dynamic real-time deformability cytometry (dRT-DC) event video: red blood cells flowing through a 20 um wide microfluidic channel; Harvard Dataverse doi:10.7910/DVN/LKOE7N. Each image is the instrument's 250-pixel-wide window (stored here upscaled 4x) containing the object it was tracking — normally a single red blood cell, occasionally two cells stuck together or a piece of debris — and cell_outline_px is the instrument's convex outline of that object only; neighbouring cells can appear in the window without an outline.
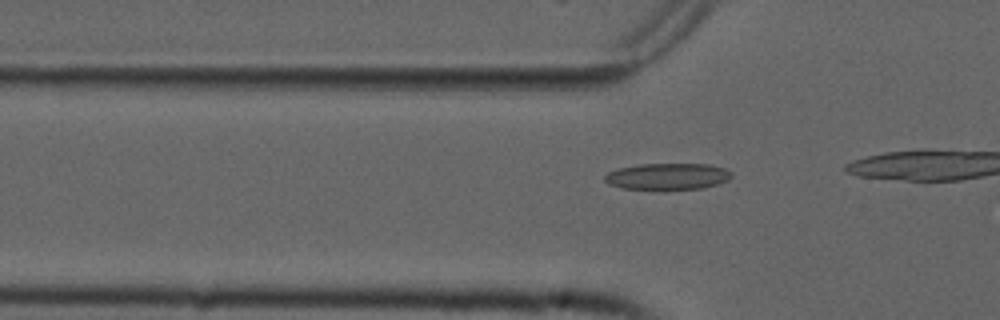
{"species": "common noctule bat (a hibernating species)", "species_latin": "Nyctalus noctula", "temperature_condition": "cold", "stored_images_in_passage": 12, "camera_frame_rate_fps": 3000, "um_per_image_px": 0.085, "animal": {"sex": "male", "forearm_length_mm": 52.5}, "frame": {"image": 1, "passage_image": 11, "time_ms": 3.333, "image_size_px": [1000, 320], "cell_outline_px": [[732, 176], [728, 180], [704, 188], [664, 192], [624, 188], [608, 184], [604, 180], [604, 176], [608, 172], [620, 168], [640, 164], [708, 164], [724, 168], [732, 172]], "centroid_in_image_um": [56.74, 15.04], "position_along_channel_um": 69.1, "area_um2": 20.29}}